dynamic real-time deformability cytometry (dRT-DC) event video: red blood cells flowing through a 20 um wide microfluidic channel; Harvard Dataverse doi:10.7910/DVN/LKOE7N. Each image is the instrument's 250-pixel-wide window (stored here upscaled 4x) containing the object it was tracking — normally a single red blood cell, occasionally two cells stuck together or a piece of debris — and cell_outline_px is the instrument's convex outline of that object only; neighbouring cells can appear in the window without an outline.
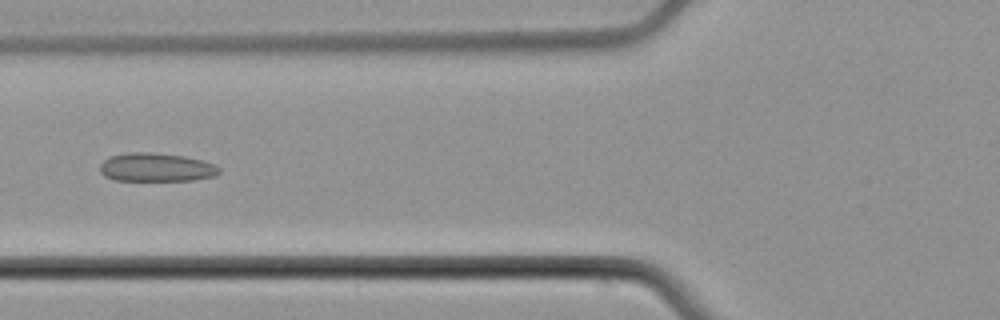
{"species": "common noctule bat (a hibernating species)", "species_latin": "Nyctalus noctula", "temperature_condition": "cold", "stored_images_in_passage": 5, "camera_frame_rate_fps": 3000, "um_per_image_px": 0.085, "animal": {"sex": "male", "body_mass_g": 21.5, "forearm_length_mm": 52.0}, "frame": {"image": 1, "passage_image": 5, "time_ms": 5.0, "image_size_px": [1000, 320], "cell_outline_px": [[220, 172], [216, 176], [192, 180], [116, 180], [104, 176], [100, 172], [100, 164], [104, 160], [112, 156], [128, 152], [152, 152], [184, 156], [200, 160], [212, 164], [220, 168]], "centroid_in_image_um": [13.27, 14.22], "position_along_channel_um": 112.5, "area_um2": 19.71}}